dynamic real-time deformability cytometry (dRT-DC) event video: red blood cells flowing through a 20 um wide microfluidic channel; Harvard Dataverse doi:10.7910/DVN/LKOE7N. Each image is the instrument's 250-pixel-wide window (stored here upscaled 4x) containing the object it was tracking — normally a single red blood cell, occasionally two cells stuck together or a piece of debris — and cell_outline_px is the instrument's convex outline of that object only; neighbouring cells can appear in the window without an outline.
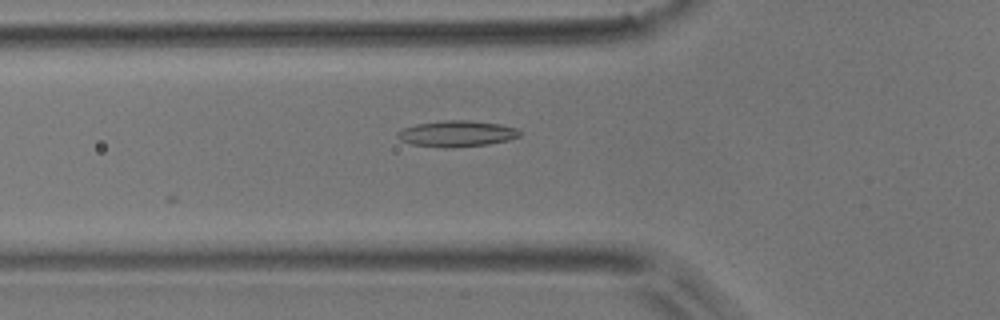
{"species": "common noctule bat (a hibernating species)", "species_latin": "Nyctalus noctula", "temperature_condition": "room temperature", "stored_images_in_passage": 15, "camera_frame_rate_fps": 3000, "um_per_image_px": 0.085, "animal": {"sex": "male", "body_mass_g": 17.9}, "frame": {"image": 1, "passage_image": 10, "time_ms": 3.0, "image_size_px": [1000, 320], "cell_outline_px": [[520, 136], [508, 140], [488, 144], [452, 148], [412, 144], [400, 140], [396, 136], [396, 132], [404, 128], [416, 124], [444, 120], [468, 120], [500, 124], [516, 128], [520, 132]], "centroid_in_image_um": [38.81, 11.36], "position_along_channel_um": 87.0, "area_um2": 18.5}}
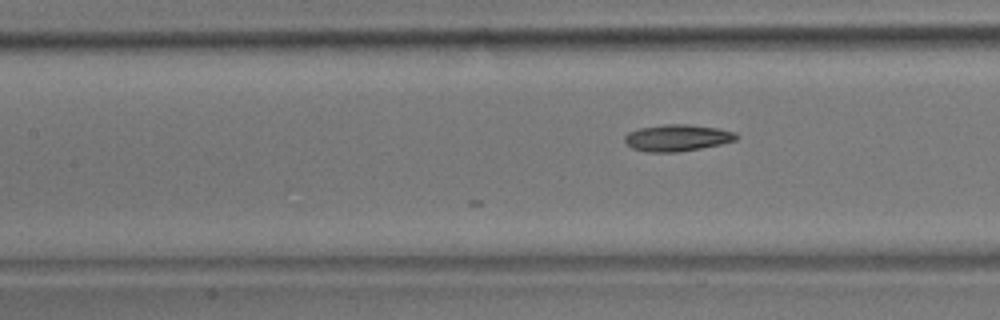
{"frame": {"image": 2, "passage_image": 15, "time_ms": 4.667, "image_size_px": [1000, 320], "cell_outline_px": [[740, 136], [736, 140], [720, 144], [700, 148], [676, 152], [648, 152], [632, 148], [624, 140], [624, 136], [628, 132], [640, 128], [664, 124], [688, 124], [716, 128], [736, 132]], "centroid_in_image_um": [57.57, 11.71], "position_along_channel_um": 149.8, "area_um2": 17.28}}